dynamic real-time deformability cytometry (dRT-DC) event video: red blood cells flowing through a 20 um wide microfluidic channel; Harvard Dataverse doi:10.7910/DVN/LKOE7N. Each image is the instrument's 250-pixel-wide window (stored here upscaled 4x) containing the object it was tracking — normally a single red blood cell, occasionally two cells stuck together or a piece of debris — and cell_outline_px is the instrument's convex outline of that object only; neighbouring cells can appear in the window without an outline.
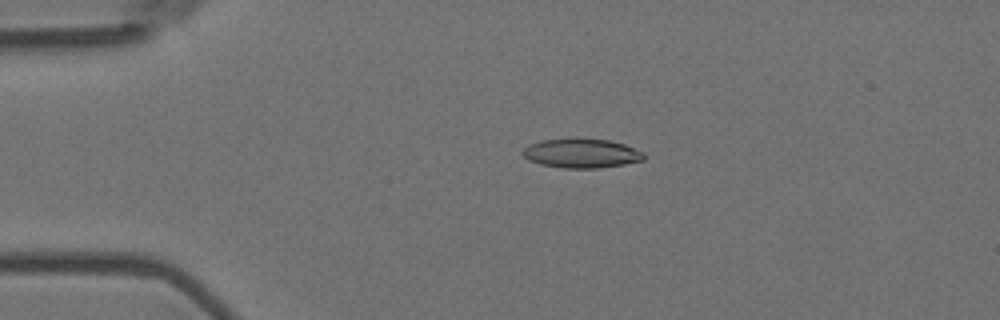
{"species": "Egyptian fruit bat (a non-hibernating species)", "species_latin": "Rousettus aegyptiacus", "temperature_condition": "room temperature", "stored_images_in_passage": 4, "camera_frame_rate_fps": 3000, "um_per_image_px": 0.085, "animal": {"sex": "female"}, "frame": {"image": 1, "passage_image": 3, "time_ms": 0.667, "image_size_px": [1000, 320], "cell_outline_px": [[644, 160], [624, 164], [596, 168], [564, 168], [540, 164], [528, 160], [520, 152], [528, 144], [540, 140], [576, 136], [608, 140], [624, 144], [644, 152]], "centroid_in_image_um": [49.38, 12.99], "position_along_channel_um": 35.6, "area_um2": 21.21}}